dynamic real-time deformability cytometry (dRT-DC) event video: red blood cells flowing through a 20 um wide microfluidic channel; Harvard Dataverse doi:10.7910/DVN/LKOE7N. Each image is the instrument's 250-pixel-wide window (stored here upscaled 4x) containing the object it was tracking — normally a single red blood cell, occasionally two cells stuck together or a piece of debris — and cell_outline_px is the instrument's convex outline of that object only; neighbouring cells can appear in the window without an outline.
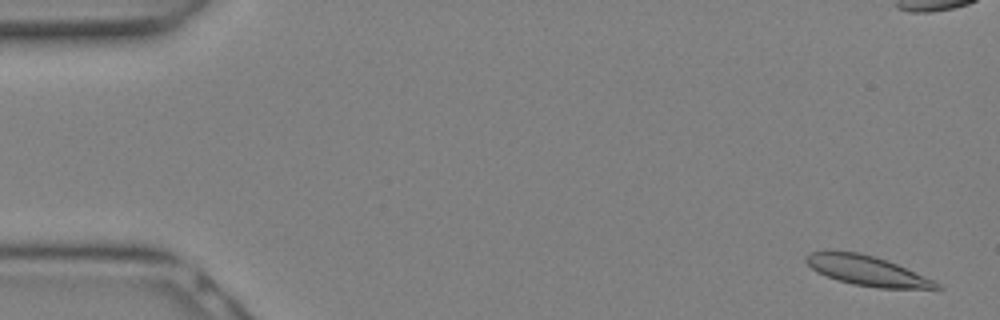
{"species": "Egyptian fruit bat (a non-hibernating species)", "species_latin": "Rousettus aegyptiacus", "temperature_condition": "warm", "stored_images_in_passage": 11, "camera_frame_rate_fps": 3000, "um_per_image_px": 0.085, "animal": {"sex": "female"}, "frame": {"image": 1, "passage_image": 1, "time_ms": 0.0, "image_size_px": [1000, 320], "cell_outline_px": [[944, 288], [876, 288], [852, 284], [836, 280], [816, 272], [804, 260], [804, 256], [808, 252], [856, 252], [888, 260], [932, 280], [940, 284]], "centroid_in_image_um": [73.65, 23.02], "position_along_channel_um": 11.4, "area_um2": 22.31}}